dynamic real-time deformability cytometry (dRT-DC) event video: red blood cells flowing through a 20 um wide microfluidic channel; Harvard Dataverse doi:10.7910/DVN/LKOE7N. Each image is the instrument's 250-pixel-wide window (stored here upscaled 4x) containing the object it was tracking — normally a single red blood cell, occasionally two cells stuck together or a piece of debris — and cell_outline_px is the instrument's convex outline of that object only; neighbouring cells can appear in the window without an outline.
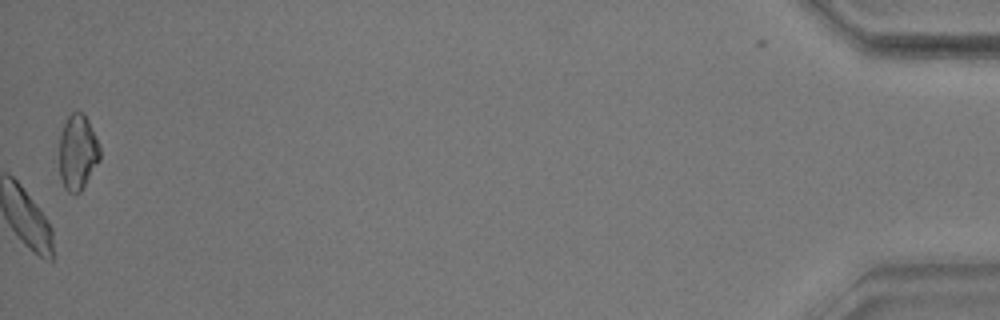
{"species": "common noctule bat (a hibernating species)", "species_latin": "Nyctalus noctula", "temperature_condition": "warm", "stored_images_in_passage": 55, "camera_frame_rate_fps": 3000, "um_per_image_px": 0.085, "animal": {"sex": "male", "body_mass_g": 17.9}, "frame": {"image": 1, "passage_image": 55, "time_ms": 18.0, "image_size_px": [1000, 320], "cell_outline_px": [[100, 160], [80, 192], [68, 192], [64, 188], [60, 176], [60, 132], [68, 116], [72, 112], [84, 112], [88, 120], [100, 148]], "centroid_in_image_um": [6.6, 12.93], "position_along_channel_um": 428.6, "area_um2": 17.69}, "authors_computed_cell_mechanics": {"area_um2": 18.4382, "velocity_mm_per_s": 3.5443, "shape_relaxation_time_tau1_ms": 4.7308, "shape_relaxation_time_tau2_ms": 5.4287, "deformation_change_tau1": 0.1183, "deformation_change_tau2": 0.1175}}